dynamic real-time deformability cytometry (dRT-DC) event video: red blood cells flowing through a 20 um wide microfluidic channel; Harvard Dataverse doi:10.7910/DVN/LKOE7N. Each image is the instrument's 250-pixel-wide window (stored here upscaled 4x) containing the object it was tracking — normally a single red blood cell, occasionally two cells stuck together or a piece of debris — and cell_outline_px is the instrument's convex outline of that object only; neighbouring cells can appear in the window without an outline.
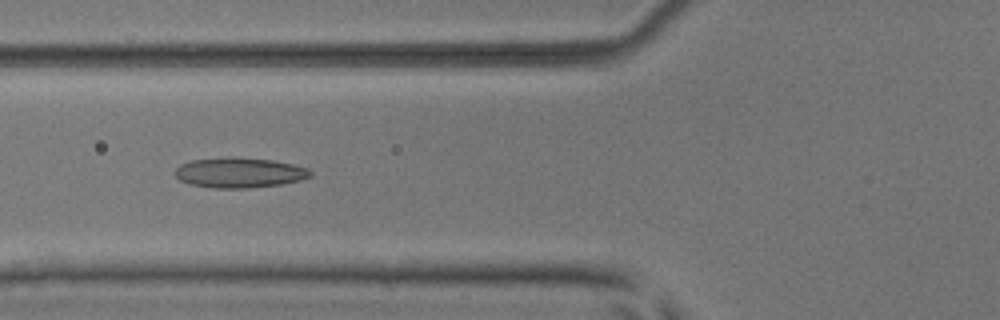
{"species": "common noctule bat (a hibernating species)", "species_latin": "Nyctalus noctula", "temperature_condition": "room temperature", "stored_images_in_passage": 40, "camera_frame_rate_fps": 3000, "um_per_image_px": 0.085, "animal": {"sex": "male", "body_mass_g": 17.9, "forearm_length_mm": 54.2}, "frame": {"image": 1, "passage_image": 13, "time_ms": 4.0, "image_size_px": [1000, 320], "cell_outline_px": [[312, 176], [300, 180], [280, 184], [248, 188], [212, 188], [188, 184], [180, 180], [172, 172], [180, 164], [192, 160], [232, 156], [272, 160], [292, 164], [308, 168], [312, 172]], "centroid_in_image_um": [20.31, 14.67], "position_along_channel_um": 105.5, "area_um2": 23.99}}
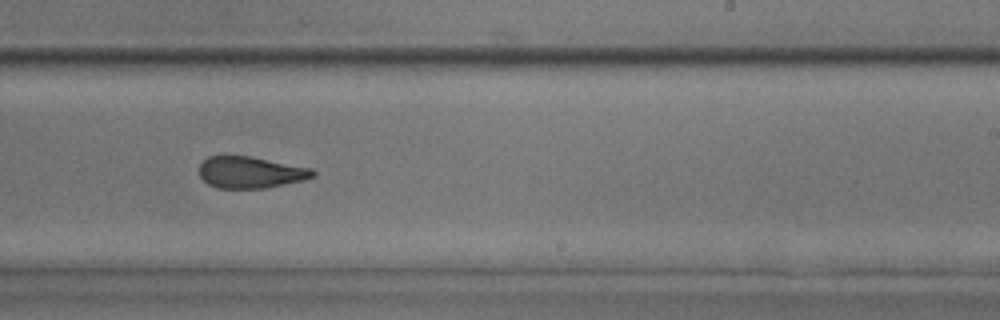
{"frame": {"image": 2, "passage_image": 25, "time_ms": 8.0, "image_size_px": [1000, 320], "cell_outline_px": [[316, 176], [304, 180], [264, 188], [216, 188], [208, 184], [200, 176], [200, 164], [208, 156], [252, 156], [312, 168], [316, 172]], "centroid_in_image_um": [21.32, 14.64], "position_along_channel_um": 267.7, "area_um2": 20.98}}
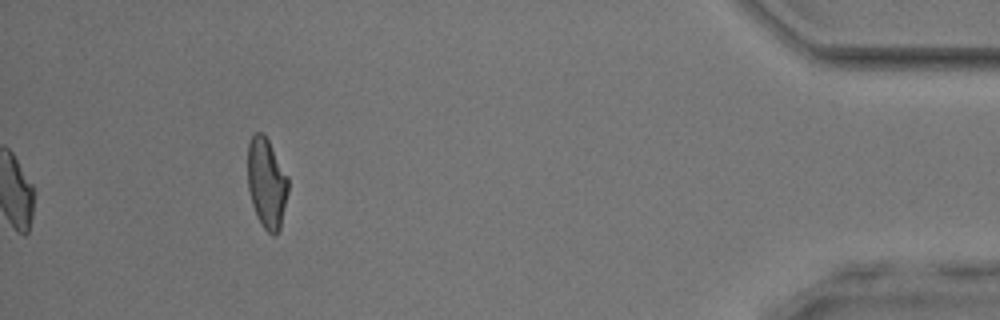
{"frame": {"image": 3, "passage_image": 40, "time_ms": 13.0, "image_size_px": [1000, 320], "cell_outline_px": [[288, 192], [280, 228], [276, 236], [272, 236], [260, 224], [256, 216], [252, 204], [248, 188], [248, 144], [252, 136], [256, 132], [264, 132], [288, 176]], "centroid_in_image_um": [22.67, 15.58], "position_along_channel_um": 412.5, "area_um2": 21.44}, "authors_computed_cell_mechanics": {"area_um2": 22.1663, "velocity_mm_per_s": 4.0807, "shape_relaxation_time_tau1_ms": null, "shape_relaxation_time_tau2_ms": 1.9349, "deformation_change_tau1": null, "deformation_change_tau2": 0.1103}}